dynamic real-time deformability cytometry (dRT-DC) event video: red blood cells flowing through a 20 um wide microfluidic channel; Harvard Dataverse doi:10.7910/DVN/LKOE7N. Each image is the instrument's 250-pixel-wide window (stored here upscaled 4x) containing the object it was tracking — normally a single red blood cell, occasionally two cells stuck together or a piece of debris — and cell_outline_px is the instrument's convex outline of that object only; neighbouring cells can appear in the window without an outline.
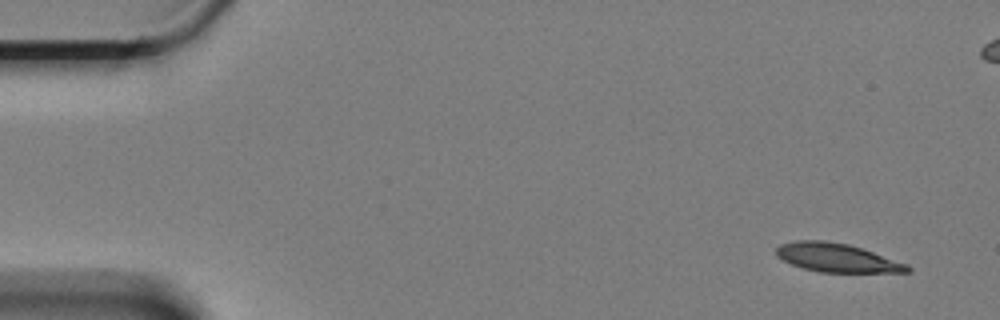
{"species": "Egyptian fruit bat (a non-hibernating species)", "species_latin": "Rousettus aegyptiacus", "temperature_condition": "cold", "stored_images_in_passage": 58, "camera_frame_rate_fps": 3000, "um_per_image_px": 0.085, "animal": {"sex": "female"}, "frame": {"image": 1, "passage_image": 1, "time_ms": 0.0, "image_size_px": [1000, 320], "cell_outline_px": [[912, 268], [908, 272], [820, 272], [804, 268], [792, 264], [776, 256], [776, 248], [780, 244], [796, 240], [824, 240], [848, 244], [908, 264]], "centroid_in_image_um": [71.11, 21.9], "position_along_channel_um": 13.9, "area_um2": 21.68}}
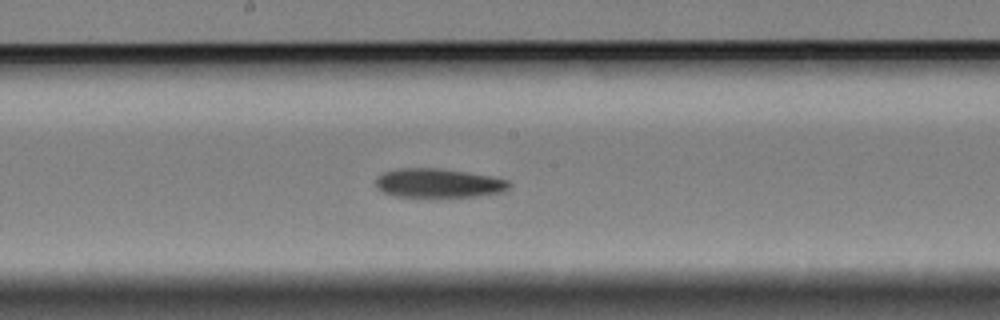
{"frame": {"image": 2, "passage_image": 29, "time_ms": 9.333, "image_size_px": [1000, 320], "cell_outline_px": [[512, 184], [508, 188], [500, 192], [480, 196], [396, 196], [380, 192], [376, 188], [376, 176], [384, 172], [396, 168], [440, 168], [468, 172], [492, 176], [508, 180]], "centroid_in_image_um": [37.24, 15.55], "position_along_channel_um": 211.0, "area_um2": 22.66}}
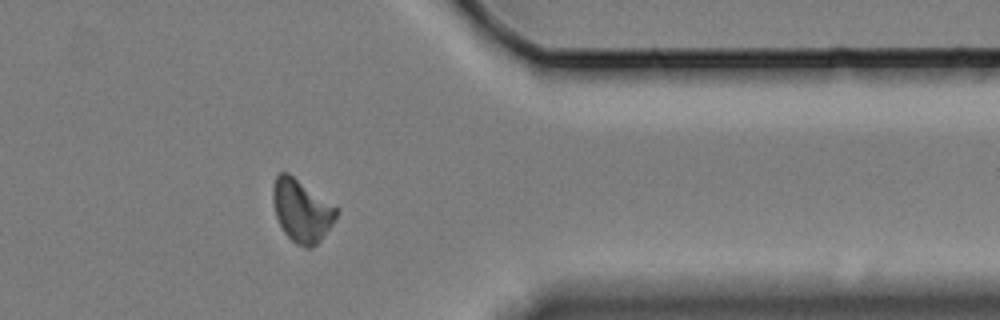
{"frame": {"image": 3, "passage_image": 46, "time_ms": 15.0, "image_size_px": [1000, 320], "cell_outline_px": [[340, 212], [332, 224], [320, 240], [312, 248], [304, 248], [296, 244], [284, 232], [276, 216], [272, 200], [272, 184], [276, 176], [280, 172], [288, 172], [340, 208]], "centroid_in_image_um": [25.65, 17.88], "position_along_channel_um": 385.7, "area_um2": 23.41}}